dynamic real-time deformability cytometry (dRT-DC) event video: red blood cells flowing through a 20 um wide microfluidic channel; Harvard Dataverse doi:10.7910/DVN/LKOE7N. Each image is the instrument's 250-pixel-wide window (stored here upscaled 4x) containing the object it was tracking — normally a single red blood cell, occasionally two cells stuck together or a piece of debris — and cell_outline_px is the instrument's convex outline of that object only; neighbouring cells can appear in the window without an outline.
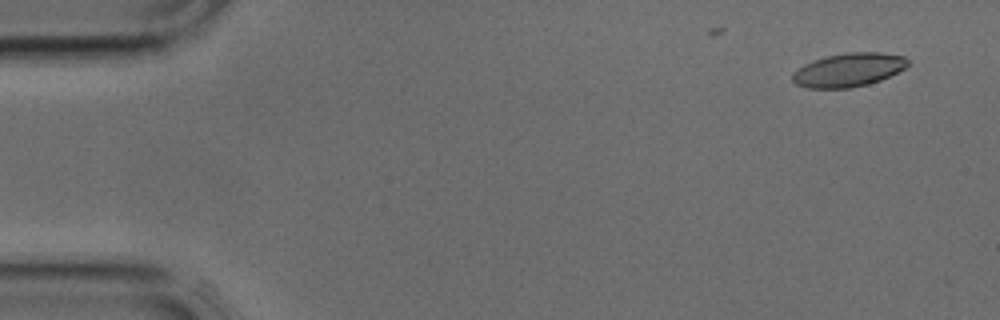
{"species": "common noctule bat (a hibernating species)", "species_latin": "Nyctalus noctula", "temperature_condition": "cold", "stored_images_in_passage": 4, "camera_frame_rate_fps": 3000, "um_per_image_px": 0.085, "animal": {"sex": "male", "body_mass_g": 17.9, "forearm_length_mm": 54.2}, "frame": {"image": 1, "passage_image": 1, "time_ms": 0.0, "image_size_px": [1000, 320], "cell_outline_px": [[908, 64], [904, 68], [880, 80], [868, 84], [852, 88], [808, 88], [796, 84], [792, 80], [792, 76], [804, 64], [828, 56], [852, 52], [880, 52], [904, 56], [908, 60]], "centroid_in_image_um": [72.14, 5.95], "position_along_channel_um": 12.9, "area_um2": 22.2}}
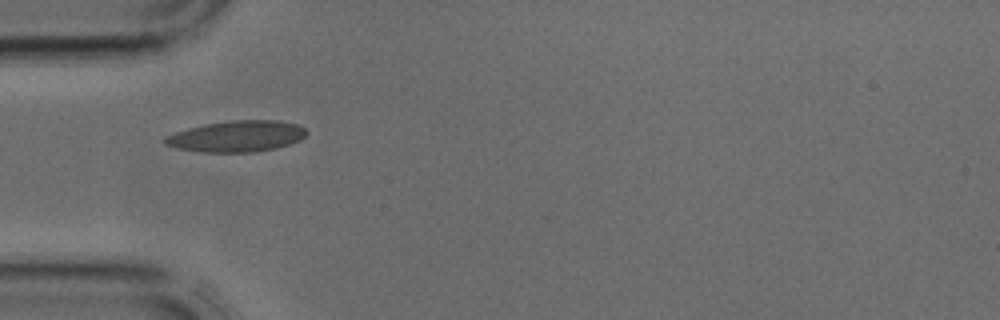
{"frame": {"image": 2, "passage_image": 4, "time_ms": 1.0, "image_size_px": [1000, 320], "cell_outline_px": [[308, 132], [300, 140], [276, 148], [256, 152], [204, 152], [180, 148], [164, 144], [164, 136], [188, 128], [204, 124], [232, 120], [276, 120], [296, 124], [304, 128]], "centroid_in_image_um": [20.13, 11.58], "position_along_channel_um": 64.9, "area_um2": 25.55}}